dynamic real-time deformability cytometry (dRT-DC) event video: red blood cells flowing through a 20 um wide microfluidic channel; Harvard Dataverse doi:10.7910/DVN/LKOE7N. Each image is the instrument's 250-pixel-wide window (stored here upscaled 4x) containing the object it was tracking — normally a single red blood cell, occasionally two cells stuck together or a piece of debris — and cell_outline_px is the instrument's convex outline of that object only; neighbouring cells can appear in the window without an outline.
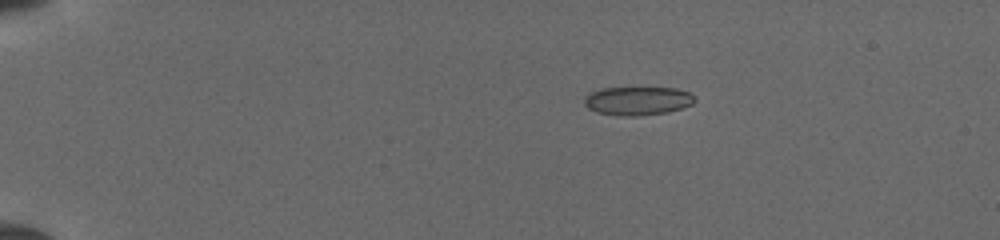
{"species": "common noctule bat (a hibernating species)", "species_latin": "Nyctalus noctula", "temperature_condition": "cold", "stored_images_in_passage": 52, "camera_frame_rate_fps": 3000, "um_per_image_px": 0.085, "animal": {"sex": "female", "body_mass_g": 19.5, "forearm_length_mm": 54.1}, "frame": {"image": 1, "passage_image": 12, "time_ms": 3.667, "image_size_px": [1000, 240], "cell_outline_px": [[696, 100], [692, 104], [668, 112], [636, 116], [620, 116], [596, 112], [588, 108], [584, 104], [584, 96], [600, 88], [676, 88], [688, 92], [696, 96]], "centroid_in_image_um": [54.19, 8.57], "position_along_channel_um": 30.8, "area_um2": 18.44}}
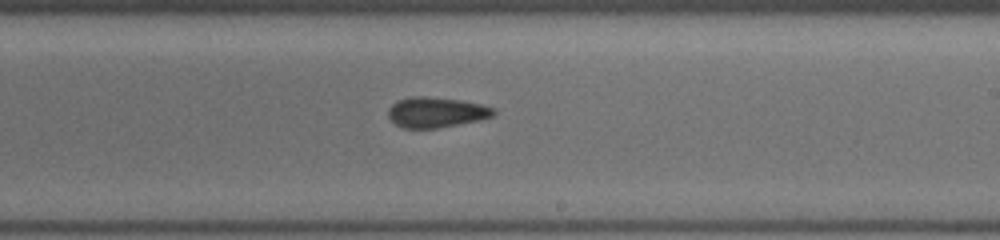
{"frame": {"image": 2, "passage_image": 34, "time_ms": 11.0, "image_size_px": [1000, 240], "cell_outline_px": [[496, 112], [492, 116], [480, 120], [436, 128], [404, 128], [396, 124], [388, 116], [388, 108], [396, 100], [412, 96], [424, 96], [460, 100], [480, 104], [496, 108]], "centroid_in_image_um": [37.07, 9.53], "position_along_channel_um": 251.9, "area_um2": 18.61}}
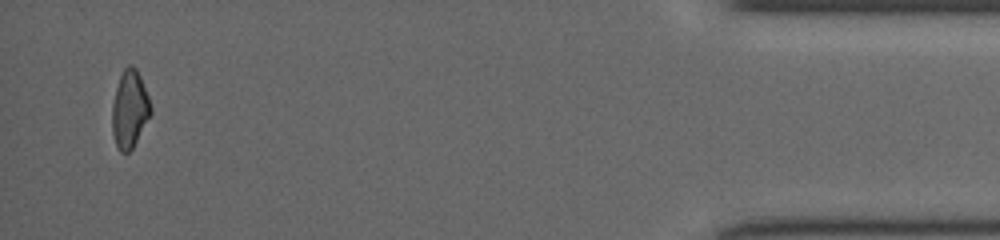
{"frame": {"image": 3, "passage_image": 51, "time_ms": 16.667, "image_size_px": [1000, 240], "cell_outline_px": [[152, 112], [132, 148], [128, 152], [120, 152], [116, 144], [112, 132], [112, 104], [116, 88], [120, 76], [124, 68], [128, 64], [132, 64], [136, 68], [140, 76], [148, 96], [152, 108]], "centroid_in_image_um": [11.01, 9.26], "position_along_channel_um": 424.2, "area_um2": 17.28}}